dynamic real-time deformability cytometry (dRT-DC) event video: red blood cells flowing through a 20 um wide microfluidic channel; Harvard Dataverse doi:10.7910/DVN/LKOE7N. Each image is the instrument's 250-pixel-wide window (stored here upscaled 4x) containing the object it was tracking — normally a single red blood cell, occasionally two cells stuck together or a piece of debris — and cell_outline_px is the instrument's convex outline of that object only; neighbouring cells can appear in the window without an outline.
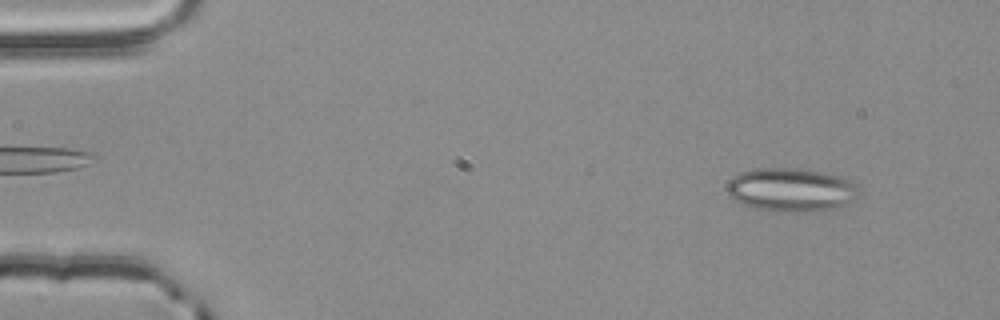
{"species": "common noctule bat (a hibernating species)", "species_latin": "Nyctalus noctula", "temperature_condition": "room temperature", "stored_images_in_passage": 53, "camera_frame_rate_fps": 3000, "um_per_image_px": 0.085, "animal": {"sex": "male", "body_mass_g": 20.4}, "frame": {"image": 1, "passage_image": 5, "time_ms": 1.333, "image_size_px": [1000, 320], "cell_outline_px": [[856, 196], [852, 200], [844, 204], [832, 208], [756, 208], [736, 200], [728, 192], [728, 184], [732, 176], [740, 172], [752, 168], [796, 168], [828, 172], [840, 176], [856, 184]], "centroid_in_image_um": [67.22, 16.03], "position_along_channel_um": 17.8, "area_um2": 31.67}}
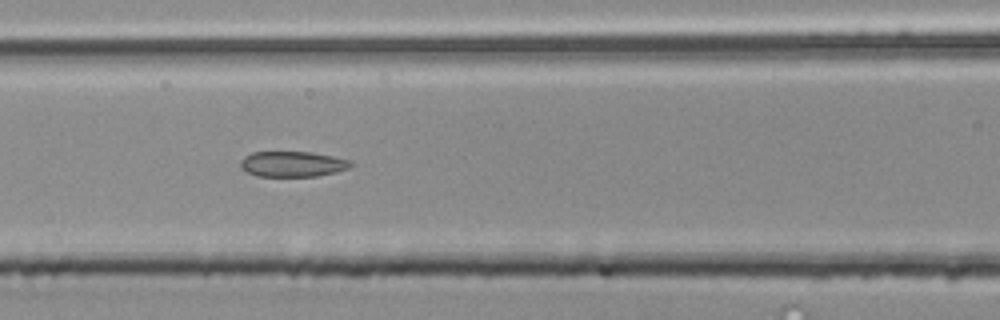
{"frame": {"image": 2, "passage_image": 23, "time_ms": 7.333, "image_size_px": [1000, 320], "cell_outline_px": [[352, 168], [336, 172], [316, 176], [256, 176], [240, 168], [240, 160], [244, 156], [252, 152], [312, 152], [332, 156], [348, 160], [352, 164]], "centroid_in_image_um": [24.85, 13.94], "position_along_channel_um": 141.8, "area_um2": 16.42}}
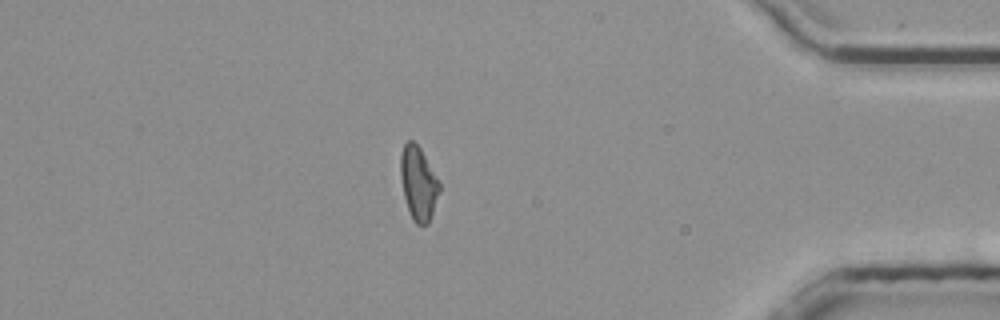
{"frame": {"image": 3, "passage_image": 46, "time_ms": 15.0, "image_size_px": [1000, 320], "cell_outline_px": [[440, 192], [428, 224], [416, 224], [412, 220], [404, 196], [400, 176], [400, 156], [404, 144], [408, 140], [412, 140], [420, 148], [440, 184]], "centroid_in_image_um": [35.55, 15.59], "position_along_channel_um": 399.7, "area_um2": 16.47}, "authors_computed_cell_mechanics": {"area_um2": 17.051, "velocity_mm_per_s": 3.8811, "shape_relaxation_time_tau1_ms": null, "shape_relaxation_time_tau2_ms": 3.4359, "deformation_change_tau1": null, "deformation_change_tau2": 0.1114}}